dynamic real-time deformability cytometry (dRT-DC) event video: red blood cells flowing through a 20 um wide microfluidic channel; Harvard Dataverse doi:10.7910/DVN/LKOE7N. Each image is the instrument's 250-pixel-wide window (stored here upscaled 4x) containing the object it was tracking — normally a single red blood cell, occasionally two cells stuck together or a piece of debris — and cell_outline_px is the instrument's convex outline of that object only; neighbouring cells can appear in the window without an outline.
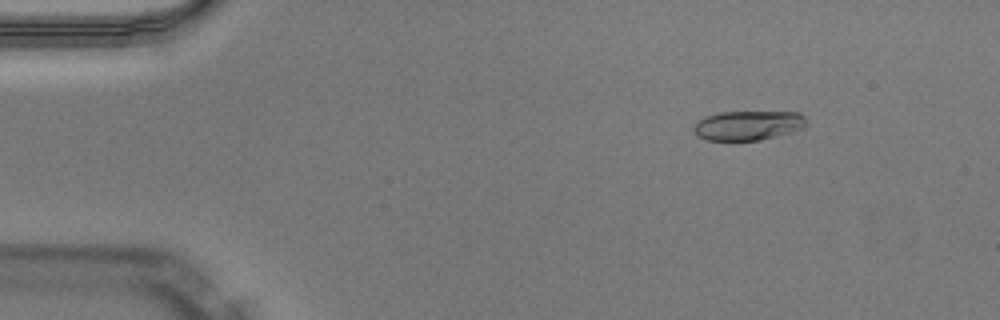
{"species": "Egyptian fruit bat (a non-hibernating species)", "species_latin": "Rousettus aegyptiacus", "temperature_condition": "warm", "stored_images_in_passage": 50, "camera_frame_rate_fps": 3000, "um_per_image_px": 0.085, "animal": {"sex": "male"}, "frame": {"image": 1, "passage_image": 7, "time_ms": 2.0, "image_size_px": [1000, 320], "cell_outline_px": [[808, 124], [804, 128], [792, 132], [760, 140], [704, 140], [696, 136], [692, 128], [692, 124], [696, 120], [704, 116], [720, 112], [800, 112], [808, 120]], "centroid_in_image_um": [63.56, 10.65], "position_along_channel_um": 21.4, "area_um2": 19.83}}
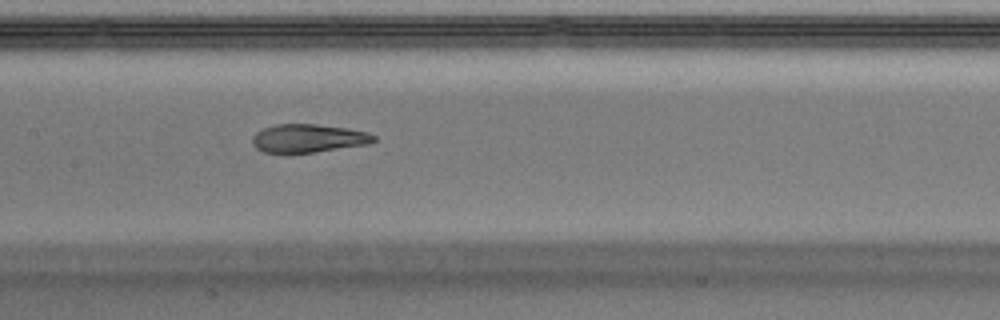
{"frame": {"image": 2, "passage_image": 25, "time_ms": 8.0, "image_size_px": [1000, 320], "cell_outline_px": [[376, 140], [368, 144], [288, 156], [264, 152], [256, 148], [252, 144], [252, 136], [256, 132], [264, 128], [276, 124], [316, 124], [348, 128], [364, 132], [376, 136]], "centroid_in_image_um": [26.13, 11.79], "position_along_channel_um": 181.3, "area_um2": 20.58}}
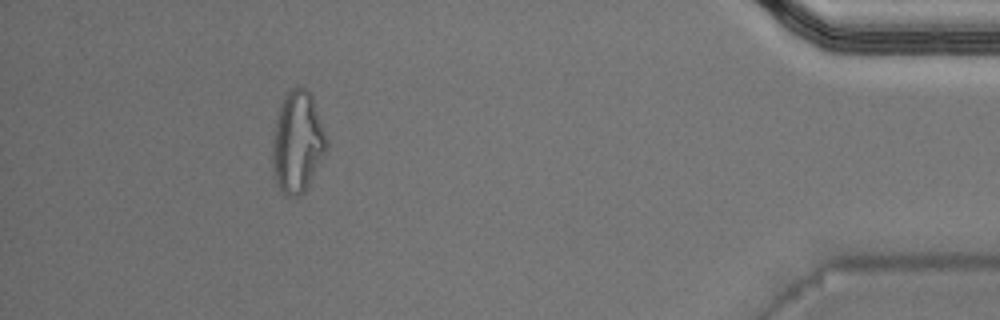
{"frame": {"image": 3, "passage_image": 46, "time_ms": 15.0, "image_size_px": [1000, 320], "cell_outline_px": [[328, 148], [304, 192], [300, 196], [284, 196], [276, 180], [272, 168], [272, 140], [276, 120], [284, 96], [292, 88], [300, 84], [312, 96], [328, 144]], "centroid_in_image_um": [25.27, 12.09], "position_along_channel_um": 409.9, "area_um2": 31.67}, "authors_computed_cell_mechanics": {"area_um2": 21.1548, "velocity_mm_per_s": 4.0466, "shape_relaxation_time_tau1_ms": 7.086, "shape_relaxation_time_tau2_ms": 1.4747, "deformation_change_tau1": 0.2619, "deformation_change_tau2": 0.0776}}